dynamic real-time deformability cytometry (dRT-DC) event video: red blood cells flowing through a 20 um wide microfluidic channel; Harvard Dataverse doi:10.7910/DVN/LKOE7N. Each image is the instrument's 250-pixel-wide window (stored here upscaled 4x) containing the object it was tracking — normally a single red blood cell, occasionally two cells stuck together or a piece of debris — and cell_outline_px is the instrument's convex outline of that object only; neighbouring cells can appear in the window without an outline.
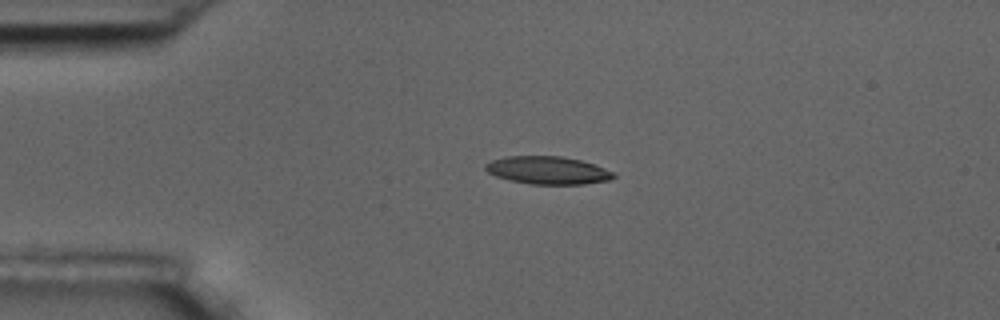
{"species": "common noctule bat (a hibernating species)", "species_latin": "Nyctalus noctula", "temperature_condition": "room temperature", "stored_images_in_passage": 33, "camera_frame_rate_fps": 3000, "um_per_image_px": 0.085, "animal": {"sex": "male", "body_mass_g": 17.5, "forearm_length_mm": 52.3}, "frame": {"image": 1, "passage_image": 1, "time_ms": 0.0, "image_size_px": [1000, 320], "cell_outline_px": [[616, 176], [608, 180], [584, 184], [528, 184], [496, 176], [488, 172], [484, 168], [484, 164], [492, 160], [504, 156], [560, 156], [580, 160], [604, 168], [612, 172]], "centroid_in_image_um": [46.52, 14.47], "position_along_channel_um": 38.5, "area_um2": 20.58}}
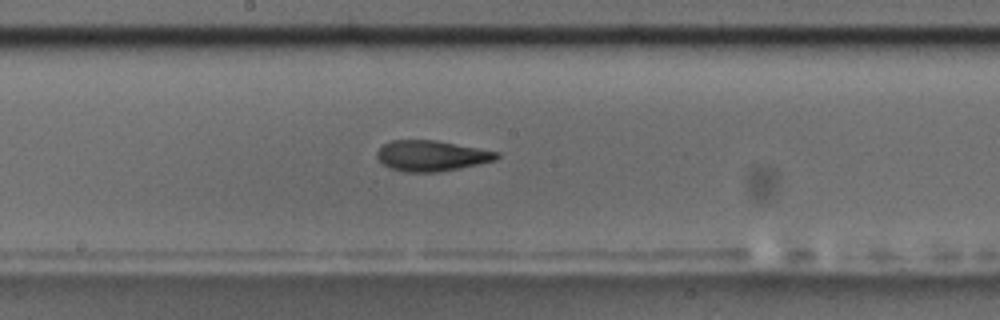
{"frame": {"image": 2, "passage_image": 18, "time_ms": 5.667, "image_size_px": [1000, 320], "cell_outline_px": [[500, 156], [496, 160], [460, 168], [436, 172], [404, 172], [388, 168], [376, 156], [376, 152], [384, 144], [392, 140], [436, 140], [500, 152]], "centroid_in_image_um": [36.68, 13.24], "position_along_channel_um": 211.5, "area_um2": 21.39}}
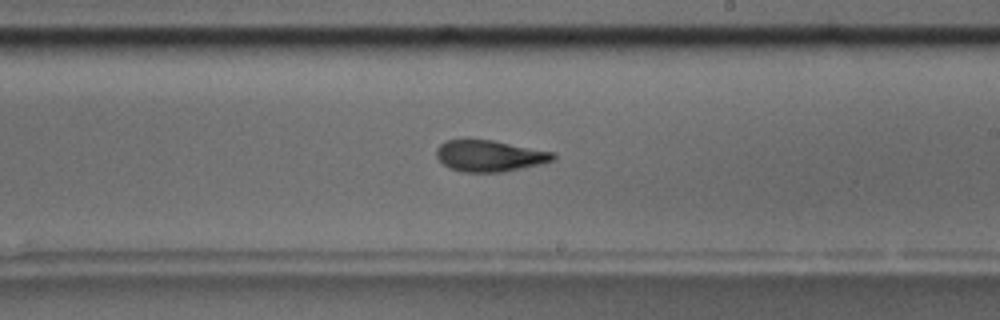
{"frame": {"image": 3, "passage_image": 21, "time_ms": 6.667, "image_size_px": [1000, 320], "cell_outline_px": [[556, 160], [540, 164], [504, 172], [464, 172], [448, 168], [436, 156], [436, 148], [444, 140], [464, 136], [492, 140], [552, 152], [556, 156]], "centroid_in_image_um": [41.54, 13.21], "position_along_channel_um": 247.5, "area_um2": 21.91}, "authors_computed_cell_mechanics": {"area_um2": 21.2704, "velocity_mm_per_s": 3.6089, "shape_relaxation_time_tau1_ms": 3.7375, "shape_relaxation_time_tau2_ms": 1.9022, "deformation_change_tau1": 0.1672, "deformation_change_tau2": 0.1015}}